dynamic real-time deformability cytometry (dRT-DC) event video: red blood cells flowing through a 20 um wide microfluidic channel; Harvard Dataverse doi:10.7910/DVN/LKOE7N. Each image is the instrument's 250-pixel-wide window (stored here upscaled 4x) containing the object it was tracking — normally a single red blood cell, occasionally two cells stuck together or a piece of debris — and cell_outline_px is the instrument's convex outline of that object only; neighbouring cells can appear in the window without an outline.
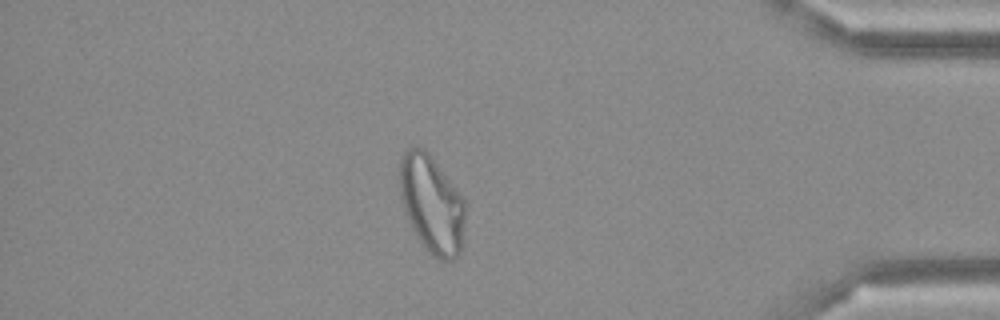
{"species": "Egyptian fruit bat (a non-hibernating species)", "species_latin": "Rousettus aegyptiacus", "temperature_condition": "cold", "stored_images_in_passage": 50, "camera_frame_rate_fps": 3000, "um_per_image_px": 0.085, "frame": {"image": 1, "passage_image": 43, "time_ms": 14.0, "image_size_px": [1000, 320], "cell_outline_px": [[464, 220], [460, 252], [452, 260], [440, 260], [432, 256], [424, 248], [416, 236], [412, 228], [404, 208], [400, 192], [400, 156], [408, 148], [424, 148], [428, 152], [456, 188], [464, 200]], "centroid_in_image_um": [36.68, 17.36], "position_along_channel_um": 398.5, "area_um2": 36.88}}
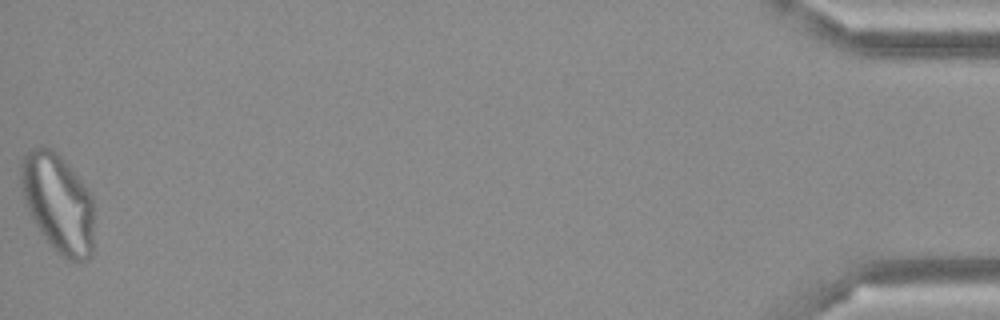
{"frame": {"image": 2, "passage_image": 50, "time_ms": 16.333, "image_size_px": [1000, 320], "cell_outline_px": [[92, 256], [88, 260], [80, 264], [68, 260], [48, 240], [36, 224], [28, 212], [24, 200], [20, 184], [20, 164], [24, 156], [32, 148], [40, 144], [44, 144], [56, 152], [68, 164], [92, 196]], "centroid_in_image_um": [4.92, 17.22], "position_along_channel_um": 430.3, "area_um2": 41.91}}